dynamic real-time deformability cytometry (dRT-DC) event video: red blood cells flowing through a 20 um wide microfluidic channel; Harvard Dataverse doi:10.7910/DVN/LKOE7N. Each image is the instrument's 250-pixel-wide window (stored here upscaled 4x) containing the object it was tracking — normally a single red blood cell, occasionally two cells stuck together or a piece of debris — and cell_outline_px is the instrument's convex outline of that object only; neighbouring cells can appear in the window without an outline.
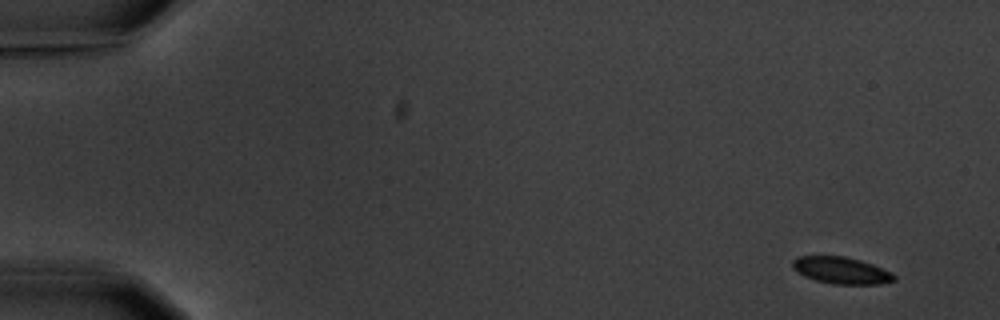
{"species": "common noctule bat (a hibernating species)", "species_latin": "Nyctalus noctula", "temperature_condition": "warm", "stored_images_in_passage": 6, "camera_frame_rate_fps": 3000, "um_per_image_px": 0.085, "animal": {"sex": "male", "body_mass_g": 20.1, "forearm_length_mm": 53.5}, "frame": {"image": 1, "passage_image": 1, "time_ms": 0.0, "image_size_px": [1000, 320], "cell_outline_px": [[896, 280], [880, 284], [832, 284], [816, 280], [804, 276], [796, 272], [792, 268], [792, 260], [796, 256], [844, 256], [860, 260], [872, 264], [892, 272], [896, 276]], "centroid_in_image_um": [71.49, 22.98], "position_along_channel_um": 13.5, "area_um2": 16.01}}